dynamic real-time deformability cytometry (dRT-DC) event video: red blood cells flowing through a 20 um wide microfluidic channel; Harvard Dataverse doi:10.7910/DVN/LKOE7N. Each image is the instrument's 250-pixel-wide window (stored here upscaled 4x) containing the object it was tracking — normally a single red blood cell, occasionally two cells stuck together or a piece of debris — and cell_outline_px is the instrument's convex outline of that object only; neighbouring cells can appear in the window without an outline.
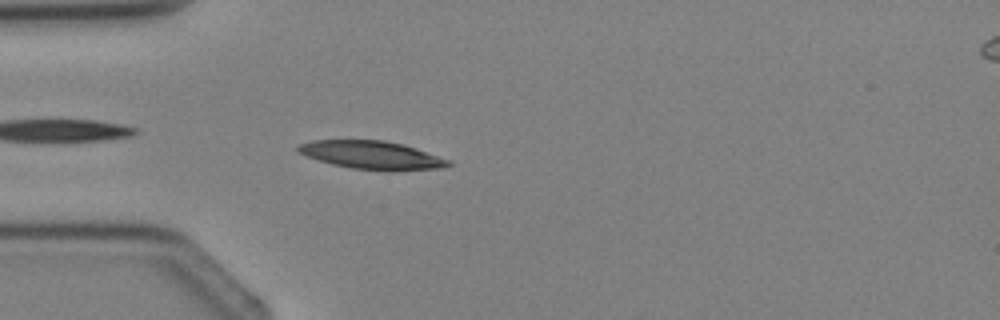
{"species": "Egyptian fruit bat (a non-hibernating species)", "species_latin": "Rousettus aegyptiacus", "temperature_condition": "cold", "stored_images_in_passage": 3, "segment_of_instrument_passage": [1, 2], "camera_frame_rate_fps": 3000, "um_per_image_px": 0.085, "animal": {"sex": "female"}, "frame": {"image": 1, "passage_image": 2, "time_ms": 2.0, "image_size_px": [1000, 320], "cell_outline_px": [[452, 164], [444, 168], [392, 172], [384, 172], [352, 168], [332, 164], [296, 152], [296, 148], [300, 144], [312, 140], [384, 140], [404, 144], [452, 160]], "centroid_in_image_um": [31.68, 13.2], "position_along_channel_um": 53.3, "area_um2": 25.2}}